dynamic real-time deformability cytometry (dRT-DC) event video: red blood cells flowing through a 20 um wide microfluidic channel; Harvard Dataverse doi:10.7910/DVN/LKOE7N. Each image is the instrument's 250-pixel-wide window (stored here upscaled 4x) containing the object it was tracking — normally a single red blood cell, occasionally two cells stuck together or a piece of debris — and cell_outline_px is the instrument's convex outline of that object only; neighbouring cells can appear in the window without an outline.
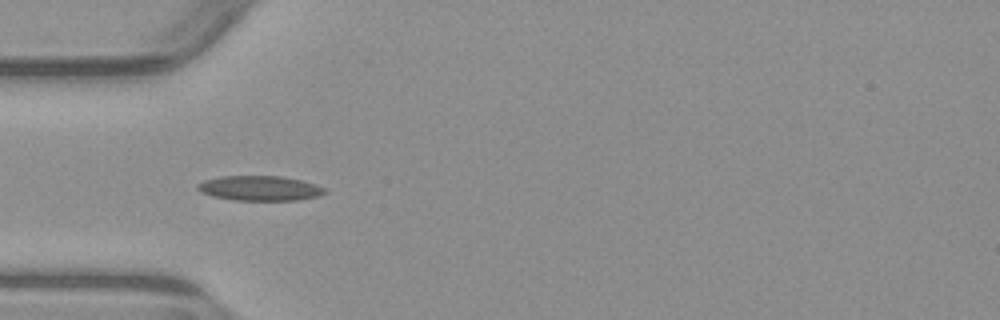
{"species": "common noctule bat (a hibernating species)", "species_latin": "Nyctalus noctula", "temperature_condition": "warm", "stored_images_in_passage": 6, "camera_frame_rate_fps": 3000, "um_per_image_px": 0.085, "animal": {"sex": "male", "body_mass_g": 23.1, "forearm_length_mm": 52.7}, "frame": {"image": 1, "passage_image": 3, "time_ms": 2.667, "image_size_px": [1000, 320], "cell_outline_px": [[328, 192], [320, 196], [296, 200], [232, 200], [212, 196], [200, 192], [196, 188], [196, 184], [204, 180], [220, 176], [280, 176], [300, 180], [316, 184], [324, 188]], "centroid_in_image_um": [22.06, 16.0], "position_along_channel_um": 62.9, "area_um2": 18.55}}
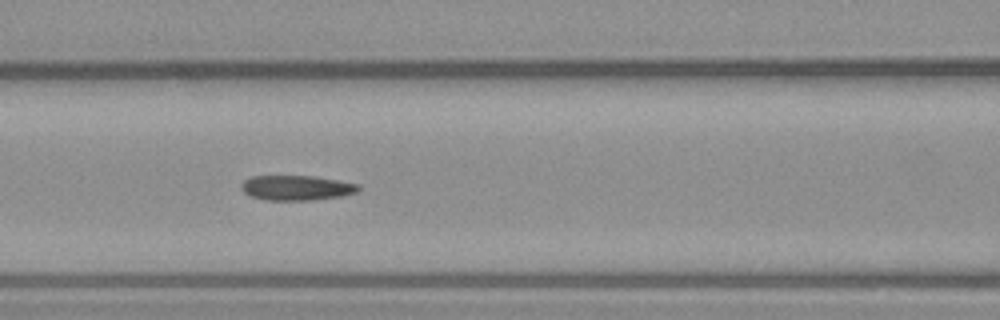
{"frame": {"image": 2, "passage_image": 5, "time_ms": 4.667, "image_size_px": [1000, 320], "cell_outline_px": [[360, 188], [356, 192], [344, 196], [312, 200], [264, 200], [252, 196], [244, 192], [240, 188], [240, 184], [244, 180], [252, 176], [312, 176], [360, 184]], "centroid_in_image_um": [25.2, 15.97], "position_along_channel_um": 141.4, "area_um2": 17.05}}
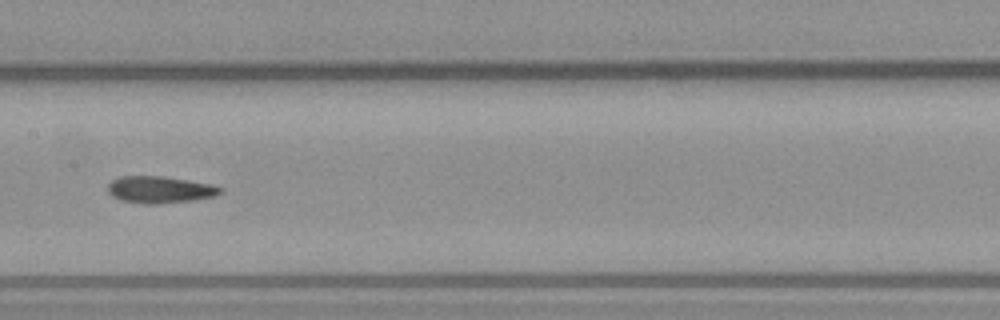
{"frame": {"image": 3, "passage_image": 6, "time_ms": 6.0, "image_size_px": [1000, 320], "cell_outline_px": [[224, 192], [216, 196], [192, 200], [160, 204], [144, 204], [120, 200], [112, 196], [108, 192], [108, 184], [112, 180], [120, 176], [160, 176], [212, 184], [224, 188]], "centroid_in_image_um": [13.61, 16.13], "position_along_channel_um": 193.8, "area_um2": 17.74}}